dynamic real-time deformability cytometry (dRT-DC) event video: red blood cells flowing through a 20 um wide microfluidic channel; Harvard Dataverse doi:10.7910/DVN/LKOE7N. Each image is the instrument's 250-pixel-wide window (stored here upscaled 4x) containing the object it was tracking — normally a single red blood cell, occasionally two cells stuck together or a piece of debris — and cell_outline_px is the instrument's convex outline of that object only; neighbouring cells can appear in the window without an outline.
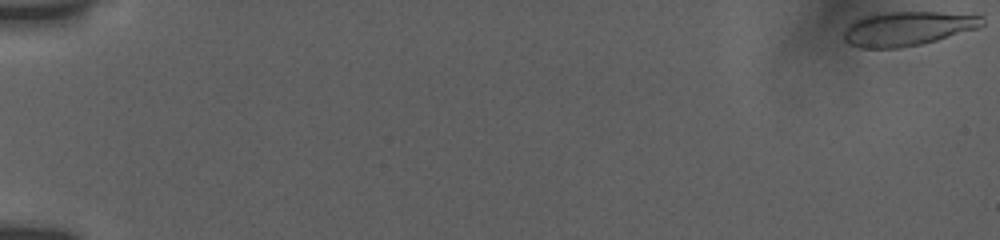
{"species": "human", "species_latin": "Homo sapiens", "temperature_condition": "room temperature", "stored_images_in_passage": 46, "camera_frame_rate_fps": 3000, "um_per_image_px": 0.085, "donor": {"sex": "female"}, "frame": {"image": 1, "passage_image": 1, "time_ms": 0.0, "image_size_px": [1000, 240], "cell_outline_px": [[984, 24], [980, 28], [936, 40], [920, 44], [900, 48], [860, 48], [848, 44], [844, 40], [844, 32], [848, 24], [864, 16], [884, 12], [936, 12], [984, 16]], "centroid_in_image_um": [77.14, 2.43], "position_along_channel_um": 7.9, "area_um2": 27.63}}
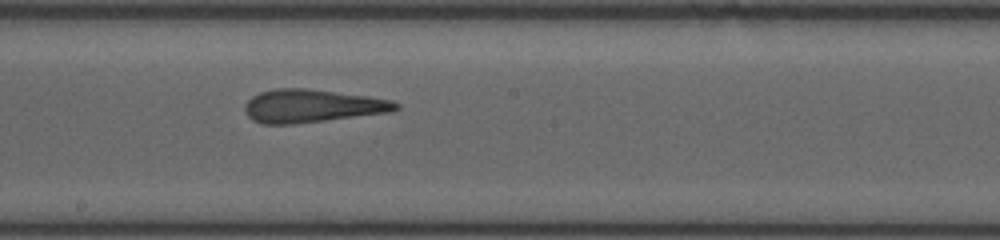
{"frame": {"image": 2, "passage_image": 27, "time_ms": 10.667, "image_size_px": [1000, 240], "cell_outline_px": [[400, 108], [388, 112], [292, 124], [264, 124], [252, 120], [244, 112], [244, 104], [252, 96], [260, 92], [276, 88], [304, 88], [368, 96], [392, 100], [400, 104]], "centroid_in_image_um": [26.48, 9.0], "position_along_channel_um": 221.7, "area_um2": 28.9}}
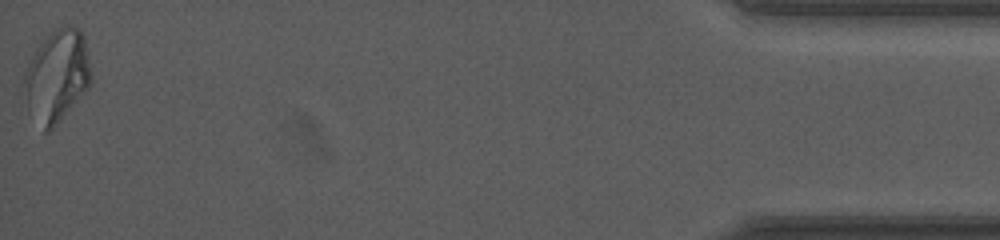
{"frame": {"image": 3, "passage_image": 46, "time_ms": 18.333, "image_size_px": [1000, 240], "cell_outline_px": [[92, 80], [88, 88], [60, 120], [48, 132], [44, 132], [28, 108], [24, 84], [24, 76], [28, 64], [36, 48], [44, 36], [52, 28], [68, 24], [72, 24], [80, 28], [84, 36], [92, 72]], "centroid_in_image_um": [4.87, 6.37], "position_along_channel_um": 430.3, "area_um2": 36.07}, "authors_computed_cell_mechanics": {"area_um2": 28.9578, "velocity_mm_per_s": 3.8138, "shape_relaxation_time_tau1_ms": null, "shape_relaxation_time_tau2_ms": 1.5978, "deformation_change_tau1": null, "deformation_change_tau2": 0.1253}}